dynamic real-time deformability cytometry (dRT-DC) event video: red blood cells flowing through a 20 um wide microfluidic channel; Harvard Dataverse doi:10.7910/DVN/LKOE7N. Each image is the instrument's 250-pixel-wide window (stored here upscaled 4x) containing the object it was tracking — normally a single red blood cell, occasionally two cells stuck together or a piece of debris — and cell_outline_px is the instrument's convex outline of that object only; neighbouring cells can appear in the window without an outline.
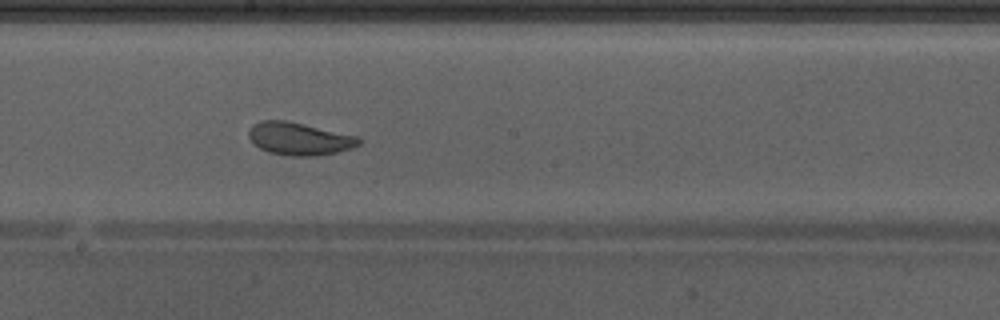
{"species": "Egyptian fruit bat (a non-hibernating species)", "species_latin": "Rousettus aegyptiacus", "temperature_condition": "warm", "stored_images_in_passage": 49, "camera_frame_rate_fps": 3000, "um_per_image_px": 0.085, "animal": {"sex": "male"}, "frame": {"image": 1, "passage_image": 28, "time_ms": 9.0, "image_size_px": [1000, 320], "cell_outline_px": [[360, 144], [352, 148], [336, 152], [316, 156], [288, 156], [268, 152], [260, 148], [248, 136], [248, 128], [252, 124], [260, 120], [284, 120], [304, 124], [360, 136]], "centroid_in_image_um": [25.43, 11.79], "position_along_channel_um": 222.8, "area_um2": 21.1}, "authors_computed_cell_mechanics": {"area_um2": 24.5072, "velocity_mm_per_s": 4.2336, "shape_relaxation_time_tau1_ms": 2.44, "shape_relaxation_time_tau2_ms": 0.9475, "deformation_change_tau1": 0.1046, "deformation_change_tau2": 0.0764}}